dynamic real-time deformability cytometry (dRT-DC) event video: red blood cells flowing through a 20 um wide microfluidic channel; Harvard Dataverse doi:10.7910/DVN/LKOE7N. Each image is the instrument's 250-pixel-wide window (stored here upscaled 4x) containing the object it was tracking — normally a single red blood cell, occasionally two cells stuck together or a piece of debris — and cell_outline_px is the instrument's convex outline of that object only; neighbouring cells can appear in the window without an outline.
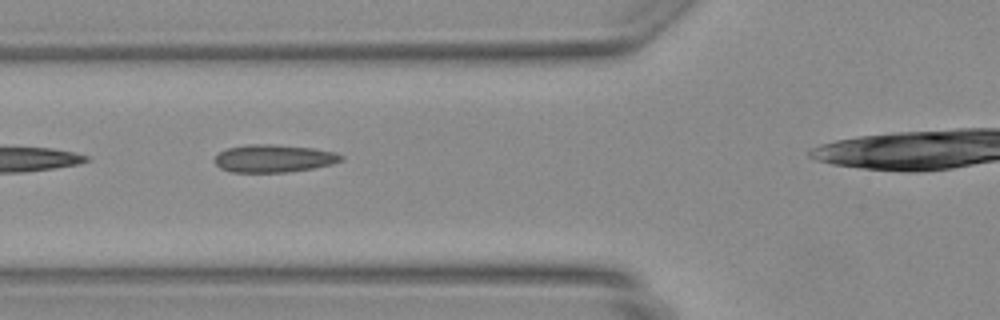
{"species": "Egyptian fruit bat (a non-hibernating species)", "species_latin": "Rousettus aegyptiacus", "temperature_condition": "warm", "stored_images_in_passage": 6, "camera_frame_rate_fps": 3000, "um_per_image_px": 0.085, "animal": {"sex": "female"}, "frame": {"image": 1, "passage_image": 4, "time_ms": 1.0, "image_size_px": [1000, 320], "cell_outline_px": [[344, 160], [332, 164], [312, 168], [288, 172], [232, 172], [220, 168], [216, 164], [216, 156], [220, 152], [228, 148], [248, 144], [276, 144], [312, 148], [336, 152], [344, 156]], "centroid_in_image_um": [23.31, 13.46], "position_along_channel_um": 102.5, "area_um2": 20.4}}